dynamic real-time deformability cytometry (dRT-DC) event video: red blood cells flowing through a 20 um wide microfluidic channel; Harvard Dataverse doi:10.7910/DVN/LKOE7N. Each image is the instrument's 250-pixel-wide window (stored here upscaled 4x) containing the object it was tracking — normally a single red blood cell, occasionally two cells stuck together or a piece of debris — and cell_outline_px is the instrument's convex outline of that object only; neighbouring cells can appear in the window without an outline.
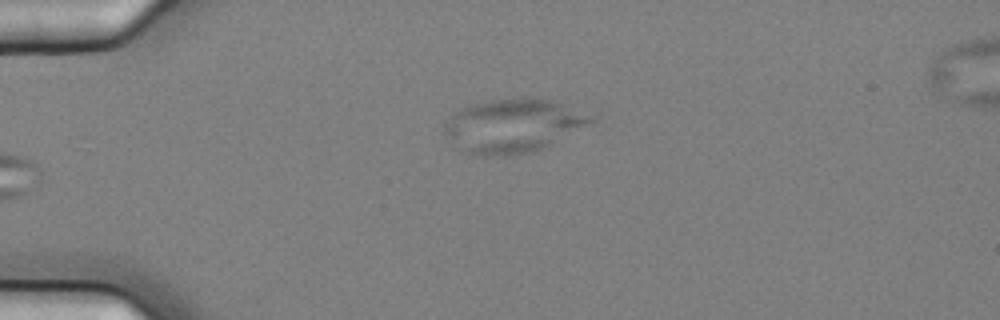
{"species": "common noctule bat (a hibernating species)", "species_latin": "Nyctalus noctula", "temperature_condition": "cold", "stored_images_in_passage": 7, "camera_frame_rate_fps": 3000, "um_per_image_px": 0.085, "animal": {"sex": "female", "body_mass_g": 25.1}, "frame": {"image": 1, "passage_image": 7, "time_ms": 2.0, "image_size_px": [1000, 320], "cell_outline_px": [[596, 120], [544, 148], [532, 152], [508, 156], [484, 156], [468, 152], [456, 148], [444, 136], [444, 124], [460, 108], [488, 100], [512, 96], [528, 96], [552, 100], [564, 104]], "centroid_in_image_um": [43.54, 10.68], "position_along_channel_um": 41.5, "area_um2": 45.95}}